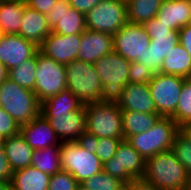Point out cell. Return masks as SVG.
Returning <instances> with one entry per match:
<instances>
[{"label":"cell","mask_w":191,"mask_h":190,"mask_svg":"<svg viewBox=\"0 0 191 190\" xmlns=\"http://www.w3.org/2000/svg\"><path fill=\"white\" fill-rule=\"evenodd\" d=\"M189 176L172 149L145 160L143 179L159 190H186Z\"/></svg>","instance_id":"obj_1"},{"label":"cell","mask_w":191,"mask_h":190,"mask_svg":"<svg viewBox=\"0 0 191 190\" xmlns=\"http://www.w3.org/2000/svg\"><path fill=\"white\" fill-rule=\"evenodd\" d=\"M60 164L78 183L103 171V164L86 140L61 142Z\"/></svg>","instance_id":"obj_2"},{"label":"cell","mask_w":191,"mask_h":190,"mask_svg":"<svg viewBox=\"0 0 191 190\" xmlns=\"http://www.w3.org/2000/svg\"><path fill=\"white\" fill-rule=\"evenodd\" d=\"M94 65L102 84L101 101L117 104L128 84L131 62L113 50Z\"/></svg>","instance_id":"obj_3"},{"label":"cell","mask_w":191,"mask_h":190,"mask_svg":"<svg viewBox=\"0 0 191 190\" xmlns=\"http://www.w3.org/2000/svg\"><path fill=\"white\" fill-rule=\"evenodd\" d=\"M86 139H124L121 110L115 103L91 102L85 104Z\"/></svg>","instance_id":"obj_4"},{"label":"cell","mask_w":191,"mask_h":190,"mask_svg":"<svg viewBox=\"0 0 191 190\" xmlns=\"http://www.w3.org/2000/svg\"><path fill=\"white\" fill-rule=\"evenodd\" d=\"M0 108L21 126L40 114L41 103L34 91L21 87L7 78L0 85Z\"/></svg>","instance_id":"obj_5"},{"label":"cell","mask_w":191,"mask_h":190,"mask_svg":"<svg viewBox=\"0 0 191 190\" xmlns=\"http://www.w3.org/2000/svg\"><path fill=\"white\" fill-rule=\"evenodd\" d=\"M179 131V125L171 117L161 116L148 131L131 136L127 141L146 160L160 152L171 150Z\"/></svg>","instance_id":"obj_6"},{"label":"cell","mask_w":191,"mask_h":190,"mask_svg":"<svg viewBox=\"0 0 191 190\" xmlns=\"http://www.w3.org/2000/svg\"><path fill=\"white\" fill-rule=\"evenodd\" d=\"M150 36V45L143 53L142 63L154 74L160 72L164 58L179 44V31L171 30L156 17L142 24Z\"/></svg>","instance_id":"obj_7"},{"label":"cell","mask_w":191,"mask_h":190,"mask_svg":"<svg viewBox=\"0 0 191 190\" xmlns=\"http://www.w3.org/2000/svg\"><path fill=\"white\" fill-rule=\"evenodd\" d=\"M67 88L83 105L101 101L102 84L95 65L75 59L65 65Z\"/></svg>","instance_id":"obj_8"},{"label":"cell","mask_w":191,"mask_h":190,"mask_svg":"<svg viewBox=\"0 0 191 190\" xmlns=\"http://www.w3.org/2000/svg\"><path fill=\"white\" fill-rule=\"evenodd\" d=\"M128 22L125 0H102L85 14L86 29L114 35Z\"/></svg>","instance_id":"obj_9"},{"label":"cell","mask_w":191,"mask_h":190,"mask_svg":"<svg viewBox=\"0 0 191 190\" xmlns=\"http://www.w3.org/2000/svg\"><path fill=\"white\" fill-rule=\"evenodd\" d=\"M34 92L43 102L67 88L65 65L37 52Z\"/></svg>","instance_id":"obj_10"},{"label":"cell","mask_w":191,"mask_h":190,"mask_svg":"<svg viewBox=\"0 0 191 190\" xmlns=\"http://www.w3.org/2000/svg\"><path fill=\"white\" fill-rule=\"evenodd\" d=\"M103 171L117 177L124 183H130L133 179L143 178L145 172V160L127 140H121L115 156L103 163Z\"/></svg>","instance_id":"obj_11"},{"label":"cell","mask_w":191,"mask_h":190,"mask_svg":"<svg viewBox=\"0 0 191 190\" xmlns=\"http://www.w3.org/2000/svg\"><path fill=\"white\" fill-rule=\"evenodd\" d=\"M186 79L177 75L154 74L148 83L157 114L171 117L177 109L183 83Z\"/></svg>","instance_id":"obj_12"},{"label":"cell","mask_w":191,"mask_h":190,"mask_svg":"<svg viewBox=\"0 0 191 190\" xmlns=\"http://www.w3.org/2000/svg\"><path fill=\"white\" fill-rule=\"evenodd\" d=\"M150 36L142 24L127 22L113 35L114 51L130 62L143 61V53L150 45Z\"/></svg>","instance_id":"obj_13"},{"label":"cell","mask_w":191,"mask_h":190,"mask_svg":"<svg viewBox=\"0 0 191 190\" xmlns=\"http://www.w3.org/2000/svg\"><path fill=\"white\" fill-rule=\"evenodd\" d=\"M47 118L61 142L86 139L85 105L70 113H40Z\"/></svg>","instance_id":"obj_14"},{"label":"cell","mask_w":191,"mask_h":190,"mask_svg":"<svg viewBox=\"0 0 191 190\" xmlns=\"http://www.w3.org/2000/svg\"><path fill=\"white\" fill-rule=\"evenodd\" d=\"M81 34L61 35L51 32L39 46V51L58 63L67 65L77 59Z\"/></svg>","instance_id":"obj_15"},{"label":"cell","mask_w":191,"mask_h":190,"mask_svg":"<svg viewBox=\"0 0 191 190\" xmlns=\"http://www.w3.org/2000/svg\"><path fill=\"white\" fill-rule=\"evenodd\" d=\"M39 47L18 34H3L0 40V61L7 70L33 57Z\"/></svg>","instance_id":"obj_16"},{"label":"cell","mask_w":191,"mask_h":190,"mask_svg":"<svg viewBox=\"0 0 191 190\" xmlns=\"http://www.w3.org/2000/svg\"><path fill=\"white\" fill-rule=\"evenodd\" d=\"M20 134L27 144L34 150L45 149L51 146H61V141L51 127L47 118L42 114L32 121L20 126Z\"/></svg>","instance_id":"obj_17"},{"label":"cell","mask_w":191,"mask_h":190,"mask_svg":"<svg viewBox=\"0 0 191 190\" xmlns=\"http://www.w3.org/2000/svg\"><path fill=\"white\" fill-rule=\"evenodd\" d=\"M114 50L113 35L86 29L81 33L77 59L94 64L102 56Z\"/></svg>","instance_id":"obj_18"},{"label":"cell","mask_w":191,"mask_h":190,"mask_svg":"<svg viewBox=\"0 0 191 190\" xmlns=\"http://www.w3.org/2000/svg\"><path fill=\"white\" fill-rule=\"evenodd\" d=\"M117 106L120 110L157 114L148 84L128 83Z\"/></svg>","instance_id":"obj_19"},{"label":"cell","mask_w":191,"mask_h":190,"mask_svg":"<svg viewBox=\"0 0 191 190\" xmlns=\"http://www.w3.org/2000/svg\"><path fill=\"white\" fill-rule=\"evenodd\" d=\"M51 32L46 16L26 5L18 35L39 47Z\"/></svg>","instance_id":"obj_20"},{"label":"cell","mask_w":191,"mask_h":190,"mask_svg":"<svg viewBox=\"0 0 191 190\" xmlns=\"http://www.w3.org/2000/svg\"><path fill=\"white\" fill-rule=\"evenodd\" d=\"M156 18L171 30L179 31L191 23L190 0H164Z\"/></svg>","instance_id":"obj_21"},{"label":"cell","mask_w":191,"mask_h":190,"mask_svg":"<svg viewBox=\"0 0 191 190\" xmlns=\"http://www.w3.org/2000/svg\"><path fill=\"white\" fill-rule=\"evenodd\" d=\"M3 146L13 172L31 166L34 149L27 144L20 132L4 138Z\"/></svg>","instance_id":"obj_22"},{"label":"cell","mask_w":191,"mask_h":190,"mask_svg":"<svg viewBox=\"0 0 191 190\" xmlns=\"http://www.w3.org/2000/svg\"><path fill=\"white\" fill-rule=\"evenodd\" d=\"M26 0H0V31L18 34L23 19Z\"/></svg>","instance_id":"obj_23"},{"label":"cell","mask_w":191,"mask_h":190,"mask_svg":"<svg viewBox=\"0 0 191 190\" xmlns=\"http://www.w3.org/2000/svg\"><path fill=\"white\" fill-rule=\"evenodd\" d=\"M160 73L191 78V56L180 43L164 58Z\"/></svg>","instance_id":"obj_24"},{"label":"cell","mask_w":191,"mask_h":190,"mask_svg":"<svg viewBox=\"0 0 191 190\" xmlns=\"http://www.w3.org/2000/svg\"><path fill=\"white\" fill-rule=\"evenodd\" d=\"M123 135L128 140L131 136L148 131L161 117L159 114L121 110Z\"/></svg>","instance_id":"obj_25"},{"label":"cell","mask_w":191,"mask_h":190,"mask_svg":"<svg viewBox=\"0 0 191 190\" xmlns=\"http://www.w3.org/2000/svg\"><path fill=\"white\" fill-rule=\"evenodd\" d=\"M50 177L30 166L14 171L11 185L17 190H48Z\"/></svg>","instance_id":"obj_26"},{"label":"cell","mask_w":191,"mask_h":190,"mask_svg":"<svg viewBox=\"0 0 191 190\" xmlns=\"http://www.w3.org/2000/svg\"><path fill=\"white\" fill-rule=\"evenodd\" d=\"M82 106V102L66 88L41 102L40 113H70L79 110Z\"/></svg>","instance_id":"obj_27"},{"label":"cell","mask_w":191,"mask_h":190,"mask_svg":"<svg viewBox=\"0 0 191 190\" xmlns=\"http://www.w3.org/2000/svg\"><path fill=\"white\" fill-rule=\"evenodd\" d=\"M164 0H127V20L129 23L143 24L156 17Z\"/></svg>","instance_id":"obj_28"},{"label":"cell","mask_w":191,"mask_h":190,"mask_svg":"<svg viewBox=\"0 0 191 190\" xmlns=\"http://www.w3.org/2000/svg\"><path fill=\"white\" fill-rule=\"evenodd\" d=\"M60 150L61 146H51L45 149L34 150L31 167L49 175L61 171Z\"/></svg>","instance_id":"obj_29"},{"label":"cell","mask_w":191,"mask_h":190,"mask_svg":"<svg viewBox=\"0 0 191 190\" xmlns=\"http://www.w3.org/2000/svg\"><path fill=\"white\" fill-rule=\"evenodd\" d=\"M86 30L85 14L69 7L60 15V20L52 28V32L61 35L81 34Z\"/></svg>","instance_id":"obj_30"},{"label":"cell","mask_w":191,"mask_h":190,"mask_svg":"<svg viewBox=\"0 0 191 190\" xmlns=\"http://www.w3.org/2000/svg\"><path fill=\"white\" fill-rule=\"evenodd\" d=\"M37 68V53L20 63L18 66L8 70V78L19 86L34 91L35 72Z\"/></svg>","instance_id":"obj_31"},{"label":"cell","mask_w":191,"mask_h":190,"mask_svg":"<svg viewBox=\"0 0 191 190\" xmlns=\"http://www.w3.org/2000/svg\"><path fill=\"white\" fill-rule=\"evenodd\" d=\"M171 118L179 127L191 122V78L184 81L176 112Z\"/></svg>","instance_id":"obj_32"},{"label":"cell","mask_w":191,"mask_h":190,"mask_svg":"<svg viewBox=\"0 0 191 190\" xmlns=\"http://www.w3.org/2000/svg\"><path fill=\"white\" fill-rule=\"evenodd\" d=\"M92 146L94 153L100 159V161L105 163L115 156L117 147L121 140L117 138H94L85 139Z\"/></svg>","instance_id":"obj_33"},{"label":"cell","mask_w":191,"mask_h":190,"mask_svg":"<svg viewBox=\"0 0 191 190\" xmlns=\"http://www.w3.org/2000/svg\"><path fill=\"white\" fill-rule=\"evenodd\" d=\"M90 190H119L125 183L104 171L82 182Z\"/></svg>","instance_id":"obj_34"},{"label":"cell","mask_w":191,"mask_h":190,"mask_svg":"<svg viewBox=\"0 0 191 190\" xmlns=\"http://www.w3.org/2000/svg\"><path fill=\"white\" fill-rule=\"evenodd\" d=\"M176 159L185 167L191 175V140L179 131L172 146Z\"/></svg>","instance_id":"obj_35"},{"label":"cell","mask_w":191,"mask_h":190,"mask_svg":"<svg viewBox=\"0 0 191 190\" xmlns=\"http://www.w3.org/2000/svg\"><path fill=\"white\" fill-rule=\"evenodd\" d=\"M79 183L67 171H59L51 175L48 190H76Z\"/></svg>","instance_id":"obj_36"},{"label":"cell","mask_w":191,"mask_h":190,"mask_svg":"<svg viewBox=\"0 0 191 190\" xmlns=\"http://www.w3.org/2000/svg\"><path fill=\"white\" fill-rule=\"evenodd\" d=\"M153 76L154 73L143 63L131 62L128 83L148 84Z\"/></svg>","instance_id":"obj_37"},{"label":"cell","mask_w":191,"mask_h":190,"mask_svg":"<svg viewBox=\"0 0 191 190\" xmlns=\"http://www.w3.org/2000/svg\"><path fill=\"white\" fill-rule=\"evenodd\" d=\"M20 126L16 121L2 108H0V135L8 138L18 134Z\"/></svg>","instance_id":"obj_38"},{"label":"cell","mask_w":191,"mask_h":190,"mask_svg":"<svg viewBox=\"0 0 191 190\" xmlns=\"http://www.w3.org/2000/svg\"><path fill=\"white\" fill-rule=\"evenodd\" d=\"M70 7L69 0H56L51 12L45 16L51 29L60 20V15Z\"/></svg>","instance_id":"obj_39"},{"label":"cell","mask_w":191,"mask_h":190,"mask_svg":"<svg viewBox=\"0 0 191 190\" xmlns=\"http://www.w3.org/2000/svg\"><path fill=\"white\" fill-rule=\"evenodd\" d=\"M13 171L9 165L3 143L0 144V181L11 184Z\"/></svg>","instance_id":"obj_40"},{"label":"cell","mask_w":191,"mask_h":190,"mask_svg":"<svg viewBox=\"0 0 191 190\" xmlns=\"http://www.w3.org/2000/svg\"><path fill=\"white\" fill-rule=\"evenodd\" d=\"M55 2L56 0H26V3L29 7L39 11L44 15L52 11Z\"/></svg>","instance_id":"obj_41"},{"label":"cell","mask_w":191,"mask_h":190,"mask_svg":"<svg viewBox=\"0 0 191 190\" xmlns=\"http://www.w3.org/2000/svg\"><path fill=\"white\" fill-rule=\"evenodd\" d=\"M102 0H69L70 7L84 14L98 5Z\"/></svg>","instance_id":"obj_42"},{"label":"cell","mask_w":191,"mask_h":190,"mask_svg":"<svg viewBox=\"0 0 191 190\" xmlns=\"http://www.w3.org/2000/svg\"><path fill=\"white\" fill-rule=\"evenodd\" d=\"M179 43L191 56V24L186 25L179 30Z\"/></svg>","instance_id":"obj_43"},{"label":"cell","mask_w":191,"mask_h":190,"mask_svg":"<svg viewBox=\"0 0 191 190\" xmlns=\"http://www.w3.org/2000/svg\"><path fill=\"white\" fill-rule=\"evenodd\" d=\"M131 190H159L150 182L143 178L133 179L131 181Z\"/></svg>","instance_id":"obj_44"},{"label":"cell","mask_w":191,"mask_h":190,"mask_svg":"<svg viewBox=\"0 0 191 190\" xmlns=\"http://www.w3.org/2000/svg\"><path fill=\"white\" fill-rule=\"evenodd\" d=\"M8 78V70L5 65L0 61V85Z\"/></svg>","instance_id":"obj_45"},{"label":"cell","mask_w":191,"mask_h":190,"mask_svg":"<svg viewBox=\"0 0 191 190\" xmlns=\"http://www.w3.org/2000/svg\"><path fill=\"white\" fill-rule=\"evenodd\" d=\"M180 131L191 140V122L182 125Z\"/></svg>","instance_id":"obj_46"},{"label":"cell","mask_w":191,"mask_h":190,"mask_svg":"<svg viewBox=\"0 0 191 190\" xmlns=\"http://www.w3.org/2000/svg\"><path fill=\"white\" fill-rule=\"evenodd\" d=\"M9 185H10L9 183L0 181V190H7Z\"/></svg>","instance_id":"obj_47"},{"label":"cell","mask_w":191,"mask_h":190,"mask_svg":"<svg viewBox=\"0 0 191 190\" xmlns=\"http://www.w3.org/2000/svg\"><path fill=\"white\" fill-rule=\"evenodd\" d=\"M119 190H131V182L125 183Z\"/></svg>","instance_id":"obj_48"},{"label":"cell","mask_w":191,"mask_h":190,"mask_svg":"<svg viewBox=\"0 0 191 190\" xmlns=\"http://www.w3.org/2000/svg\"><path fill=\"white\" fill-rule=\"evenodd\" d=\"M76 190H90L86 186H84L82 183H79L78 187Z\"/></svg>","instance_id":"obj_49"},{"label":"cell","mask_w":191,"mask_h":190,"mask_svg":"<svg viewBox=\"0 0 191 190\" xmlns=\"http://www.w3.org/2000/svg\"><path fill=\"white\" fill-rule=\"evenodd\" d=\"M186 190H191V175L189 176L188 186Z\"/></svg>","instance_id":"obj_50"},{"label":"cell","mask_w":191,"mask_h":190,"mask_svg":"<svg viewBox=\"0 0 191 190\" xmlns=\"http://www.w3.org/2000/svg\"><path fill=\"white\" fill-rule=\"evenodd\" d=\"M7 190H17L16 188H14L11 184L8 186Z\"/></svg>","instance_id":"obj_51"},{"label":"cell","mask_w":191,"mask_h":190,"mask_svg":"<svg viewBox=\"0 0 191 190\" xmlns=\"http://www.w3.org/2000/svg\"><path fill=\"white\" fill-rule=\"evenodd\" d=\"M4 142V138L0 135V144Z\"/></svg>","instance_id":"obj_52"},{"label":"cell","mask_w":191,"mask_h":190,"mask_svg":"<svg viewBox=\"0 0 191 190\" xmlns=\"http://www.w3.org/2000/svg\"><path fill=\"white\" fill-rule=\"evenodd\" d=\"M2 36H3V33L0 31V40H1Z\"/></svg>","instance_id":"obj_53"}]
</instances>
